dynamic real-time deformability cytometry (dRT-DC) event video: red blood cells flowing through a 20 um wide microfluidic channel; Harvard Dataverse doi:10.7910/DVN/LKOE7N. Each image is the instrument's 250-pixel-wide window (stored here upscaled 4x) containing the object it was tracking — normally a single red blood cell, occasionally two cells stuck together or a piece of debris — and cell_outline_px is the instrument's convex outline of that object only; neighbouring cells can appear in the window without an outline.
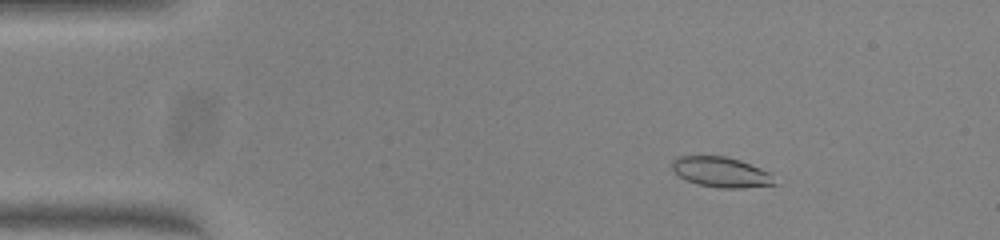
{"species": "common noctule bat (a hibernating species)", "species_latin": "Nyctalus noctula", "temperature_condition": "warm", "stored_images_in_passage": 51, "camera_frame_rate_fps": 3000, "um_per_image_px": 0.085, "animal": {"sex": "female", "body_mass_g": 23.0, "forearm_length_mm": 53.4}, "frame": {"image": 1, "passage_image": 8, "time_ms": 2.333, "image_size_px": [1000, 240], "cell_outline_px": [[776, 184], [744, 188], [720, 188], [700, 184], [688, 180], [680, 176], [672, 168], [672, 160], [676, 156], [724, 156], [740, 160], [772, 172]], "centroid_in_image_um": [61.34, 14.62], "position_along_channel_um": 23.7, "area_um2": 18.03}}
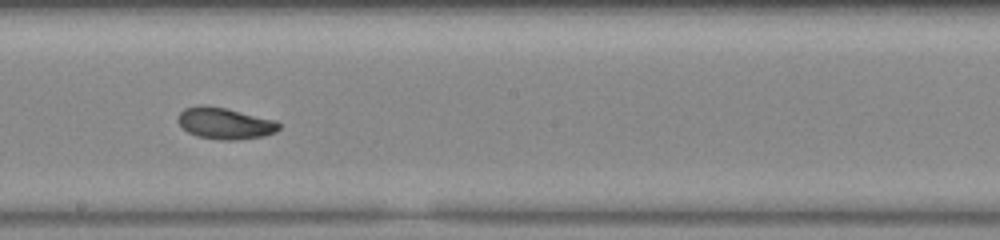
{"frame": {"image": 2, "passage_image": 29, "time_ms": 9.333, "image_size_px": [1000, 240], "cell_outline_px": [[280, 128], [276, 132], [264, 136], [236, 140], [224, 140], [196, 136], [188, 132], [176, 120], [180, 112], [184, 108], [200, 104], [204, 104], [228, 108], [276, 120], [280, 124]], "centroid_in_image_um": [19.12, 10.47], "position_along_channel_um": 229.1, "area_um2": 18.79}}
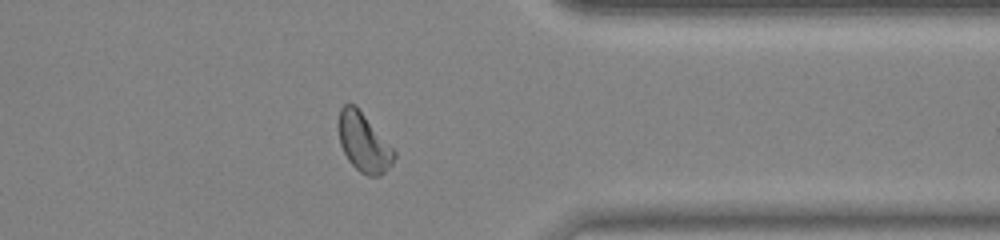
{"frame": {"image": 3, "passage_image": 41, "time_ms": 13.333, "image_size_px": [1000, 240], "cell_outline_px": [[396, 156], [392, 164], [380, 176], [368, 176], [360, 172], [348, 160], [340, 144], [340, 108], [344, 104], [356, 104], [396, 152]], "centroid_in_image_um": [30.94, 12.12], "position_along_channel_um": 380.5, "area_um2": 18.79}, "authors_computed_cell_mechanics": {"area_um2": 18.4382, "velocity_mm_per_s": 4.0372, "shape_relaxation_time_tau1_ms": 9.5814, "shape_relaxation_time_tau2_ms": 6.1501, "deformation_change_tau1": 0.2112, "deformation_change_tau2": 0.1097}}